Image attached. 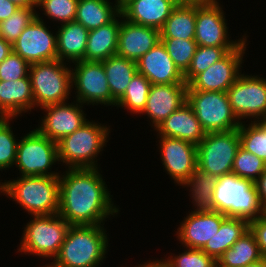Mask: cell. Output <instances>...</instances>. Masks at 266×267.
Listing matches in <instances>:
<instances>
[{
    "label": "cell",
    "instance_id": "cell-3",
    "mask_svg": "<svg viewBox=\"0 0 266 267\" xmlns=\"http://www.w3.org/2000/svg\"><path fill=\"white\" fill-rule=\"evenodd\" d=\"M212 199L213 211L224 213L227 217L251 221L266 212L255 183L233 173L217 177Z\"/></svg>",
    "mask_w": 266,
    "mask_h": 267
},
{
    "label": "cell",
    "instance_id": "cell-52",
    "mask_svg": "<svg viewBox=\"0 0 266 267\" xmlns=\"http://www.w3.org/2000/svg\"><path fill=\"white\" fill-rule=\"evenodd\" d=\"M118 4L120 9L129 1V0H115Z\"/></svg>",
    "mask_w": 266,
    "mask_h": 267
},
{
    "label": "cell",
    "instance_id": "cell-23",
    "mask_svg": "<svg viewBox=\"0 0 266 267\" xmlns=\"http://www.w3.org/2000/svg\"><path fill=\"white\" fill-rule=\"evenodd\" d=\"M156 129L159 136L177 138L195 145H198L206 135L187 102L167 117Z\"/></svg>",
    "mask_w": 266,
    "mask_h": 267
},
{
    "label": "cell",
    "instance_id": "cell-28",
    "mask_svg": "<svg viewBox=\"0 0 266 267\" xmlns=\"http://www.w3.org/2000/svg\"><path fill=\"white\" fill-rule=\"evenodd\" d=\"M112 4L109 0H78L75 21L87 30L106 25L120 14L119 4Z\"/></svg>",
    "mask_w": 266,
    "mask_h": 267
},
{
    "label": "cell",
    "instance_id": "cell-19",
    "mask_svg": "<svg viewBox=\"0 0 266 267\" xmlns=\"http://www.w3.org/2000/svg\"><path fill=\"white\" fill-rule=\"evenodd\" d=\"M187 84H152L143 114H147L154 129L186 102Z\"/></svg>",
    "mask_w": 266,
    "mask_h": 267
},
{
    "label": "cell",
    "instance_id": "cell-18",
    "mask_svg": "<svg viewBox=\"0 0 266 267\" xmlns=\"http://www.w3.org/2000/svg\"><path fill=\"white\" fill-rule=\"evenodd\" d=\"M227 216L218 211H192L180 223L177 237L185 248L202 249Z\"/></svg>",
    "mask_w": 266,
    "mask_h": 267
},
{
    "label": "cell",
    "instance_id": "cell-40",
    "mask_svg": "<svg viewBox=\"0 0 266 267\" xmlns=\"http://www.w3.org/2000/svg\"><path fill=\"white\" fill-rule=\"evenodd\" d=\"M11 119L0 117V170H7L16 161L18 141L9 125Z\"/></svg>",
    "mask_w": 266,
    "mask_h": 267
},
{
    "label": "cell",
    "instance_id": "cell-14",
    "mask_svg": "<svg viewBox=\"0 0 266 267\" xmlns=\"http://www.w3.org/2000/svg\"><path fill=\"white\" fill-rule=\"evenodd\" d=\"M37 17L23 30L12 43V51L29 64L57 59V35H53L44 21Z\"/></svg>",
    "mask_w": 266,
    "mask_h": 267
},
{
    "label": "cell",
    "instance_id": "cell-9",
    "mask_svg": "<svg viewBox=\"0 0 266 267\" xmlns=\"http://www.w3.org/2000/svg\"><path fill=\"white\" fill-rule=\"evenodd\" d=\"M239 147L238 129L206 133L197 145V168L215 177L230 174Z\"/></svg>",
    "mask_w": 266,
    "mask_h": 267
},
{
    "label": "cell",
    "instance_id": "cell-47",
    "mask_svg": "<svg viewBox=\"0 0 266 267\" xmlns=\"http://www.w3.org/2000/svg\"><path fill=\"white\" fill-rule=\"evenodd\" d=\"M16 4L20 8H32L37 7V0H9Z\"/></svg>",
    "mask_w": 266,
    "mask_h": 267
},
{
    "label": "cell",
    "instance_id": "cell-4",
    "mask_svg": "<svg viewBox=\"0 0 266 267\" xmlns=\"http://www.w3.org/2000/svg\"><path fill=\"white\" fill-rule=\"evenodd\" d=\"M1 193L33 216L58 214L59 176H21L1 184Z\"/></svg>",
    "mask_w": 266,
    "mask_h": 267
},
{
    "label": "cell",
    "instance_id": "cell-35",
    "mask_svg": "<svg viewBox=\"0 0 266 267\" xmlns=\"http://www.w3.org/2000/svg\"><path fill=\"white\" fill-rule=\"evenodd\" d=\"M176 67L184 75L189 69L197 43L182 38H160Z\"/></svg>",
    "mask_w": 266,
    "mask_h": 267
},
{
    "label": "cell",
    "instance_id": "cell-41",
    "mask_svg": "<svg viewBox=\"0 0 266 267\" xmlns=\"http://www.w3.org/2000/svg\"><path fill=\"white\" fill-rule=\"evenodd\" d=\"M77 3L78 0H37V7L43 8L45 16L64 24L75 21Z\"/></svg>",
    "mask_w": 266,
    "mask_h": 267
},
{
    "label": "cell",
    "instance_id": "cell-32",
    "mask_svg": "<svg viewBox=\"0 0 266 267\" xmlns=\"http://www.w3.org/2000/svg\"><path fill=\"white\" fill-rule=\"evenodd\" d=\"M216 182L217 177L197 168L194 174L183 184L184 187H190L192 202L195 203L194 206L197 207L195 211L213 210L212 197Z\"/></svg>",
    "mask_w": 266,
    "mask_h": 267
},
{
    "label": "cell",
    "instance_id": "cell-51",
    "mask_svg": "<svg viewBox=\"0 0 266 267\" xmlns=\"http://www.w3.org/2000/svg\"><path fill=\"white\" fill-rule=\"evenodd\" d=\"M179 2H186V3H207V2H213L217 0H178Z\"/></svg>",
    "mask_w": 266,
    "mask_h": 267
},
{
    "label": "cell",
    "instance_id": "cell-29",
    "mask_svg": "<svg viewBox=\"0 0 266 267\" xmlns=\"http://www.w3.org/2000/svg\"><path fill=\"white\" fill-rule=\"evenodd\" d=\"M101 62L112 94V105L116 106L117 101L124 95L132 77L137 72L136 61L116 54Z\"/></svg>",
    "mask_w": 266,
    "mask_h": 267
},
{
    "label": "cell",
    "instance_id": "cell-44",
    "mask_svg": "<svg viewBox=\"0 0 266 267\" xmlns=\"http://www.w3.org/2000/svg\"><path fill=\"white\" fill-rule=\"evenodd\" d=\"M19 8L9 0H0V22L8 19Z\"/></svg>",
    "mask_w": 266,
    "mask_h": 267
},
{
    "label": "cell",
    "instance_id": "cell-2",
    "mask_svg": "<svg viewBox=\"0 0 266 267\" xmlns=\"http://www.w3.org/2000/svg\"><path fill=\"white\" fill-rule=\"evenodd\" d=\"M102 224L71 225L50 267H97L106 258L108 237Z\"/></svg>",
    "mask_w": 266,
    "mask_h": 267
},
{
    "label": "cell",
    "instance_id": "cell-10",
    "mask_svg": "<svg viewBox=\"0 0 266 267\" xmlns=\"http://www.w3.org/2000/svg\"><path fill=\"white\" fill-rule=\"evenodd\" d=\"M57 161V142L37 129L24 135L17 144L15 165L21 172L20 176H59L57 172H48Z\"/></svg>",
    "mask_w": 266,
    "mask_h": 267
},
{
    "label": "cell",
    "instance_id": "cell-15",
    "mask_svg": "<svg viewBox=\"0 0 266 267\" xmlns=\"http://www.w3.org/2000/svg\"><path fill=\"white\" fill-rule=\"evenodd\" d=\"M218 1L196 3L194 40L197 46L237 47L242 41L229 40L225 14Z\"/></svg>",
    "mask_w": 266,
    "mask_h": 267
},
{
    "label": "cell",
    "instance_id": "cell-5",
    "mask_svg": "<svg viewBox=\"0 0 266 267\" xmlns=\"http://www.w3.org/2000/svg\"><path fill=\"white\" fill-rule=\"evenodd\" d=\"M100 124V125H99ZM89 120L72 134L57 142L58 162L68 169L97 168V155L103 151L110 129Z\"/></svg>",
    "mask_w": 266,
    "mask_h": 267
},
{
    "label": "cell",
    "instance_id": "cell-50",
    "mask_svg": "<svg viewBox=\"0 0 266 267\" xmlns=\"http://www.w3.org/2000/svg\"><path fill=\"white\" fill-rule=\"evenodd\" d=\"M244 267H266V258H262L260 261L246 265Z\"/></svg>",
    "mask_w": 266,
    "mask_h": 267
},
{
    "label": "cell",
    "instance_id": "cell-38",
    "mask_svg": "<svg viewBox=\"0 0 266 267\" xmlns=\"http://www.w3.org/2000/svg\"><path fill=\"white\" fill-rule=\"evenodd\" d=\"M238 135L240 146L266 163V133L254 121H251L248 127L241 122Z\"/></svg>",
    "mask_w": 266,
    "mask_h": 267
},
{
    "label": "cell",
    "instance_id": "cell-25",
    "mask_svg": "<svg viewBox=\"0 0 266 267\" xmlns=\"http://www.w3.org/2000/svg\"><path fill=\"white\" fill-rule=\"evenodd\" d=\"M121 17L120 13L112 22L89 30L84 61L101 62L116 55Z\"/></svg>",
    "mask_w": 266,
    "mask_h": 267
},
{
    "label": "cell",
    "instance_id": "cell-11",
    "mask_svg": "<svg viewBox=\"0 0 266 267\" xmlns=\"http://www.w3.org/2000/svg\"><path fill=\"white\" fill-rule=\"evenodd\" d=\"M71 68L76 101L81 104L112 105V94L102 62L79 60Z\"/></svg>",
    "mask_w": 266,
    "mask_h": 267
},
{
    "label": "cell",
    "instance_id": "cell-24",
    "mask_svg": "<svg viewBox=\"0 0 266 267\" xmlns=\"http://www.w3.org/2000/svg\"><path fill=\"white\" fill-rule=\"evenodd\" d=\"M34 106L29 75L14 81L0 80V117L14 119Z\"/></svg>",
    "mask_w": 266,
    "mask_h": 267
},
{
    "label": "cell",
    "instance_id": "cell-1",
    "mask_svg": "<svg viewBox=\"0 0 266 267\" xmlns=\"http://www.w3.org/2000/svg\"><path fill=\"white\" fill-rule=\"evenodd\" d=\"M97 168L67 169L59 175V211L70 225H98L119 209Z\"/></svg>",
    "mask_w": 266,
    "mask_h": 267
},
{
    "label": "cell",
    "instance_id": "cell-49",
    "mask_svg": "<svg viewBox=\"0 0 266 267\" xmlns=\"http://www.w3.org/2000/svg\"><path fill=\"white\" fill-rule=\"evenodd\" d=\"M259 119L254 122L266 133V115L260 117Z\"/></svg>",
    "mask_w": 266,
    "mask_h": 267
},
{
    "label": "cell",
    "instance_id": "cell-48",
    "mask_svg": "<svg viewBox=\"0 0 266 267\" xmlns=\"http://www.w3.org/2000/svg\"><path fill=\"white\" fill-rule=\"evenodd\" d=\"M136 267H164V266L158 260L153 261V262L150 260V262H148V263L146 262L142 265L140 264Z\"/></svg>",
    "mask_w": 266,
    "mask_h": 267
},
{
    "label": "cell",
    "instance_id": "cell-8",
    "mask_svg": "<svg viewBox=\"0 0 266 267\" xmlns=\"http://www.w3.org/2000/svg\"><path fill=\"white\" fill-rule=\"evenodd\" d=\"M186 102L206 133L230 131L241 125L232 110L227 92L187 90Z\"/></svg>",
    "mask_w": 266,
    "mask_h": 267
},
{
    "label": "cell",
    "instance_id": "cell-45",
    "mask_svg": "<svg viewBox=\"0 0 266 267\" xmlns=\"http://www.w3.org/2000/svg\"><path fill=\"white\" fill-rule=\"evenodd\" d=\"M258 197L260 200V203L265 207L266 209V169L262 173V175L254 182Z\"/></svg>",
    "mask_w": 266,
    "mask_h": 267
},
{
    "label": "cell",
    "instance_id": "cell-33",
    "mask_svg": "<svg viewBox=\"0 0 266 267\" xmlns=\"http://www.w3.org/2000/svg\"><path fill=\"white\" fill-rule=\"evenodd\" d=\"M150 81L139 72L132 77L124 95L117 101V107H125L133 114H142L147 103V97L151 87Z\"/></svg>",
    "mask_w": 266,
    "mask_h": 267
},
{
    "label": "cell",
    "instance_id": "cell-37",
    "mask_svg": "<svg viewBox=\"0 0 266 267\" xmlns=\"http://www.w3.org/2000/svg\"><path fill=\"white\" fill-rule=\"evenodd\" d=\"M265 169L266 163L261 158L246 151L241 146L238 148L232 169L233 174L255 182Z\"/></svg>",
    "mask_w": 266,
    "mask_h": 267
},
{
    "label": "cell",
    "instance_id": "cell-6",
    "mask_svg": "<svg viewBox=\"0 0 266 267\" xmlns=\"http://www.w3.org/2000/svg\"><path fill=\"white\" fill-rule=\"evenodd\" d=\"M28 74L34 103L41 108L66 102L71 94V88H74L72 87L71 68L58 59L30 64Z\"/></svg>",
    "mask_w": 266,
    "mask_h": 267
},
{
    "label": "cell",
    "instance_id": "cell-21",
    "mask_svg": "<svg viewBox=\"0 0 266 267\" xmlns=\"http://www.w3.org/2000/svg\"><path fill=\"white\" fill-rule=\"evenodd\" d=\"M122 19L116 54L137 61L160 41V30Z\"/></svg>",
    "mask_w": 266,
    "mask_h": 267
},
{
    "label": "cell",
    "instance_id": "cell-39",
    "mask_svg": "<svg viewBox=\"0 0 266 267\" xmlns=\"http://www.w3.org/2000/svg\"><path fill=\"white\" fill-rule=\"evenodd\" d=\"M179 256L158 260L164 267H217V261L202 249L186 248Z\"/></svg>",
    "mask_w": 266,
    "mask_h": 267
},
{
    "label": "cell",
    "instance_id": "cell-43",
    "mask_svg": "<svg viewBox=\"0 0 266 267\" xmlns=\"http://www.w3.org/2000/svg\"><path fill=\"white\" fill-rule=\"evenodd\" d=\"M249 230L253 233L262 256L266 258V212L249 221Z\"/></svg>",
    "mask_w": 266,
    "mask_h": 267
},
{
    "label": "cell",
    "instance_id": "cell-26",
    "mask_svg": "<svg viewBox=\"0 0 266 267\" xmlns=\"http://www.w3.org/2000/svg\"><path fill=\"white\" fill-rule=\"evenodd\" d=\"M88 33L89 30L77 21L61 24L60 28L58 26L57 59L72 63L84 60Z\"/></svg>",
    "mask_w": 266,
    "mask_h": 267
},
{
    "label": "cell",
    "instance_id": "cell-17",
    "mask_svg": "<svg viewBox=\"0 0 266 267\" xmlns=\"http://www.w3.org/2000/svg\"><path fill=\"white\" fill-rule=\"evenodd\" d=\"M81 105L83 104L76 101L75 104L63 102L40 108L46 112V115L42 119L41 126L36 129L50 140L58 142L88 121Z\"/></svg>",
    "mask_w": 266,
    "mask_h": 267
},
{
    "label": "cell",
    "instance_id": "cell-22",
    "mask_svg": "<svg viewBox=\"0 0 266 267\" xmlns=\"http://www.w3.org/2000/svg\"><path fill=\"white\" fill-rule=\"evenodd\" d=\"M178 3V0H129L120 13L129 22L160 30Z\"/></svg>",
    "mask_w": 266,
    "mask_h": 267
},
{
    "label": "cell",
    "instance_id": "cell-36",
    "mask_svg": "<svg viewBox=\"0 0 266 267\" xmlns=\"http://www.w3.org/2000/svg\"><path fill=\"white\" fill-rule=\"evenodd\" d=\"M36 17L34 7L17 9L8 19L0 22V37L12 44Z\"/></svg>",
    "mask_w": 266,
    "mask_h": 267
},
{
    "label": "cell",
    "instance_id": "cell-42",
    "mask_svg": "<svg viewBox=\"0 0 266 267\" xmlns=\"http://www.w3.org/2000/svg\"><path fill=\"white\" fill-rule=\"evenodd\" d=\"M30 64L20 57L17 53L11 52L0 63V80L14 81L27 77L29 74Z\"/></svg>",
    "mask_w": 266,
    "mask_h": 267
},
{
    "label": "cell",
    "instance_id": "cell-46",
    "mask_svg": "<svg viewBox=\"0 0 266 267\" xmlns=\"http://www.w3.org/2000/svg\"><path fill=\"white\" fill-rule=\"evenodd\" d=\"M12 52V44L0 37V63Z\"/></svg>",
    "mask_w": 266,
    "mask_h": 267
},
{
    "label": "cell",
    "instance_id": "cell-27",
    "mask_svg": "<svg viewBox=\"0 0 266 267\" xmlns=\"http://www.w3.org/2000/svg\"><path fill=\"white\" fill-rule=\"evenodd\" d=\"M196 3L179 2L160 29V38L194 40Z\"/></svg>",
    "mask_w": 266,
    "mask_h": 267
},
{
    "label": "cell",
    "instance_id": "cell-20",
    "mask_svg": "<svg viewBox=\"0 0 266 267\" xmlns=\"http://www.w3.org/2000/svg\"><path fill=\"white\" fill-rule=\"evenodd\" d=\"M136 64L137 72L143 74L151 84H186L184 75L161 41L138 59Z\"/></svg>",
    "mask_w": 266,
    "mask_h": 267
},
{
    "label": "cell",
    "instance_id": "cell-16",
    "mask_svg": "<svg viewBox=\"0 0 266 267\" xmlns=\"http://www.w3.org/2000/svg\"><path fill=\"white\" fill-rule=\"evenodd\" d=\"M160 159L167 173L183 185L197 169V145L177 138L159 136Z\"/></svg>",
    "mask_w": 266,
    "mask_h": 267
},
{
    "label": "cell",
    "instance_id": "cell-13",
    "mask_svg": "<svg viewBox=\"0 0 266 267\" xmlns=\"http://www.w3.org/2000/svg\"><path fill=\"white\" fill-rule=\"evenodd\" d=\"M223 58L198 74L189 84L187 90L227 92L240 75V67L246 51V38Z\"/></svg>",
    "mask_w": 266,
    "mask_h": 267
},
{
    "label": "cell",
    "instance_id": "cell-7",
    "mask_svg": "<svg viewBox=\"0 0 266 267\" xmlns=\"http://www.w3.org/2000/svg\"><path fill=\"white\" fill-rule=\"evenodd\" d=\"M23 230L19 252L55 258L71 226L59 214L33 216Z\"/></svg>",
    "mask_w": 266,
    "mask_h": 267
},
{
    "label": "cell",
    "instance_id": "cell-12",
    "mask_svg": "<svg viewBox=\"0 0 266 267\" xmlns=\"http://www.w3.org/2000/svg\"><path fill=\"white\" fill-rule=\"evenodd\" d=\"M227 95L239 121L248 117H255L253 120L256 121L266 115V79L240 73Z\"/></svg>",
    "mask_w": 266,
    "mask_h": 267
},
{
    "label": "cell",
    "instance_id": "cell-34",
    "mask_svg": "<svg viewBox=\"0 0 266 267\" xmlns=\"http://www.w3.org/2000/svg\"><path fill=\"white\" fill-rule=\"evenodd\" d=\"M236 47L197 46L191 65L184 74V81L188 85L198 74L204 72L212 64L223 58Z\"/></svg>",
    "mask_w": 266,
    "mask_h": 267
},
{
    "label": "cell",
    "instance_id": "cell-31",
    "mask_svg": "<svg viewBox=\"0 0 266 267\" xmlns=\"http://www.w3.org/2000/svg\"><path fill=\"white\" fill-rule=\"evenodd\" d=\"M264 258L253 233L248 230L217 260V267H244Z\"/></svg>",
    "mask_w": 266,
    "mask_h": 267
},
{
    "label": "cell",
    "instance_id": "cell-30",
    "mask_svg": "<svg viewBox=\"0 0 266 267\" xmlns=\"http://www.w3.org/2000/svg\"><path fill=\"white\" fill-rule=\"evenodd\" d=\"M248 230V220L226 217L221 222L220 229L212 239L205 243L202 250L217 261L218 258Z\"/></svg>",
    "mask_w": 266,
    "mask_h": 267
}]
</instances>
